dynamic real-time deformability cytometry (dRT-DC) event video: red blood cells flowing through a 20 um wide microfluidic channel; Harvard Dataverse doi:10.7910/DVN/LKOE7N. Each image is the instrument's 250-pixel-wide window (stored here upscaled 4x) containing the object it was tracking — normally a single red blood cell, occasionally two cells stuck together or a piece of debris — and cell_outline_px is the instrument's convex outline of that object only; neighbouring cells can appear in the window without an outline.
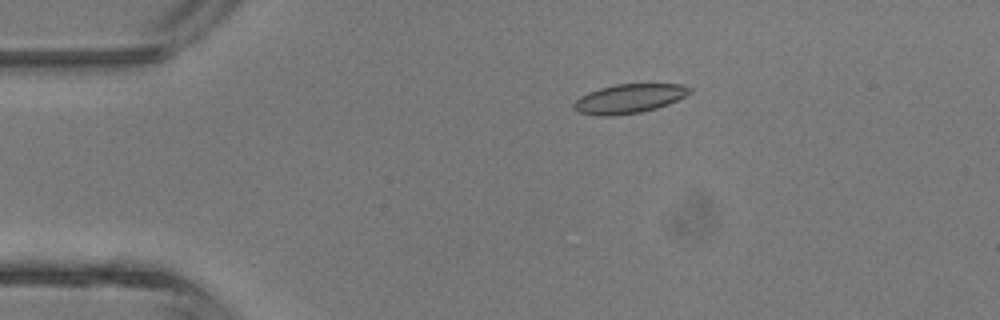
{"species": "common noctule bat (a hibernating species)", "species_latin": "Nyctalus noctula", "temperature_condition": "room temperature", "stored_images_in_passage": 2, "camera_frame_rate_fps": 3000, "um_per_image_px": 0.085, "animal": {"sex": "male", "body_mass_g": 13.3}, "frame": {"image": 1, "passage_image": 1, "time_ms": 0.0, "image_size_px": [1000, 320], "cell_outline_px": [[692, 92], [668, 104], [656, 108], [640, 112], [612, 116], [600, 116], [576, 112], [572, 108], [572, 104], [580, 96], [588, 92], [600, 88], [616, 84], [680, 84], [692, 88]], "centroid_in_image_um": [53.43, 8.39], "position_along_channel_um": 31.6, "area_um2": 19.71}}